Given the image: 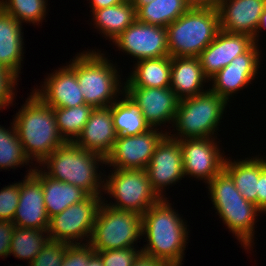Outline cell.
Here are the masks:
<instances>
[{
	"instance_id": "d4e9b609",
	"label": "cell",
	"mask_w": 266,
	"mask_h": 266,
	"mask_svg": "<svg viewBox=\"0 0 266 266\" xmlns=\"http://www.w3.org/2000/svg\"><path fill=\"white\" fill-rule=\"evenodd\" d=\"M123 87L168 88L171 83V56L137 61Z\"/></svg>"
},
{
	"instance_id": "7a4b0ae2",
	"label": "cell",
	"mask_w": 266,
	"mask_h": 266,
	"mask_svg": "<svg viewBox=\"0 0 266 266\" xmlns=\"http://www.w3.org/2000/svg\"><path fill=\"white\" fill-rule=\"evenodd\" d=\"M31 93L16 113L13 124L27 158L42 166L41 163L66 142L58 131L54 108Z\"/></svg>"
},
{
	"instance_id": "44dd1931",
	"label": "cell",
	"mask_w": 266,
	"mask_h": 266,
	"mask_svg": "<svg viewBox=\"0 0 266 266\" xmlns=\"http://www.w3.org/2000/svg\"><path fill=\"white\" fill-rule=\"evenodd\" d=\"M117 137L111 105L92 110L83 131L74 143L82 149L101 155L105 159L112 151Z\"/></svg>"
},
{
	"instance_id": "ab89813d",
	"label": "cell",
	"mask_w": 266,
	"mask_h": 266,
	"mask_svg": "<svg viewBox=\"0 0 266 266\" xmlns=\"http://www.w3.org/2000/svg\"><path fill=\"white\" fill-rule=\"evenodd\" d=\"M265 159V160H264ZM259 157V179L257 191V207L266 213V157Z\"/></svg>"
},
{
	"instance_id": "2e32d148",
	"label": "cell",
	"mask_w": 266,
	"mask_h": 266,
	"mask_svg": "<svg viewBox=\"0 0 266 266\" xmlns=\"http://www.w3.org/2000/svg\"><path fill=\"white\" fill-rule=\"evenodd\" d=\"M124 93L141 109L150 128L161 124L174 123L180 99L168 88L123 87ZM172 121V122H171Z\"/></svg>"
},
{
	"instance_id": "b9f144b4",
	"label": "cell",
	"mask_w": 266,
	"mask_h": 266,
	"mask_svg": "<svg viewBox=\"0 0 266 266\" xmlns=\"http://www.w3.org/2000/svg\"><path fill=\"white\" fill-rule=\"evenodd\" d=\"M223 0H187L191 7H213L217 8Z\"/></svg>"
},
{
	"instance_id": "ba28073f",
	"label": "cell",
	"mask_w": 266,
	"mask_h": 266,
	"mask_svg": "<svg viewBox=\"0 0 266 266\" xmlns=\"http://www.w3.org/2000/svg\"><path fill=\"white\" fill-rule=\"evenodd\" d=\"M106 202V203H105ZM142 236V215L120 210L102 201L89 241L95 251L135 247L134 242Z\"/></svg>"
},
{
	"instance_id": "9a60e30c",
	"label": "cell",
	"mask_w": 266,
	"mask_h": 266,
	"mask_svg": "<svg viewBox=\"0 0 266 266\" xmlns=\"http://www.w3.org/2000/svg\"><path fill=\"white\" fill-rule=\"evenodd\" d=\"M258 48V43H254L245 53L235 57L229 65L216 73L209 80L213 83L210 90L229 102L233 93L251 84L260 65L261 51Z\"/></svg>"
},
{
	"instance_id": "f546056e",
	"label": "cell",
	"mask_w": 266,
	"mask_h": 266,
	"mask_svg": "<svg viewBox=\"0 0 266 266\" xmlns=\"http://www.w3.org/2000/svg\"><path fill=\"white\" fill-rule=\"evenodd\" d=\"M48 240L47 230L15 227L9 255L13 254L16 258L28 260L30 264Z\"/></svg>"
},
{
	"instance_id": "4fadbf2b",
	"label": "cell",
	"mask_w": 266,
	"mask_h": 266,
	"mask_svg": "<svg viewBox=\"0 0 266 266\" xmlns=\"http://www.w3.org/2000/svg\"><path fill=\"white\" fill-rule=\"evenodd\" d=\"M184 176L203 180L207 184L224 169L226 157L212 138L179 140ZM225 157V158H224Z\"/></svg>"
},
{
	"instance_id": "d590c367",
	"label": "cell",
	"mask_w": 266,
	"mask_h": 266,
	"mask_svg": "<svg viewBox=\"0 0 266 266\" xmlns=\"http://www.w3.org/2000/svg\"><path fill=\"white\" fill-rule=\"evenodd\" d=\"M104 266H132L134 261L141 254V248L129 247L116 250H105L96 252Z\"/></svg>"
},
{
	"instance_id": "8d00e7d4",
	"label": "cell",
	"mask_w": 266,
	"mask_h": 266,
	"mask_svg": "<svg viewBox=\"0 0 266 266\" xmlns=\"http://www.w3.org/2000/svg\"><path fill=\"white\" fill-rule=\"evenodd\" d=\"M94 253L89 243L69 244L62 260V266H86Z\"/></svg>"
},
{
	"instance_id": "30bf717a",
	"label": "cell",
	"mask_w": 266,
	"mask_h": 266,
	"mask_svg": "<svg viewBox=\"0 0 266 266\" xmlns=\"http://www.w3.org/2000/svg\"><path fill=\"white\" fill-rule=\"evenodd\" d=\"M102 197L89 195L85 200L72 204L60 214L51 217L47 229L49 239L68 244H83V239L89 238L85 239L89 243Z\"/></svg>"
},
{
	"instance_id": "f35d334b",
	"label": "cell",
	"mask_w": 266,
	"mask_h": 266,
	"mask_svg": "<svg viewBox=\"0 0 266 266\" xmlns=\"http://www.w3.org/2000/svg\"><path fill=\"white\" fill-rule=\"evenodd\" d=\"M15 227L12 221L0 220V257L6 258L9 255Z\"/></svg>"
},
{
	"instance_id": "277c9868",
	"label": "cell",
	"mask_w": 266,
	"mask_h": 266,
	"mask_svg": "<svg viewBox=\"0 0 266 266\" xmlns=\"http://www.w3.org/2000/svg\"><path fill=\"white\" fill-rule=\"evenodd\" d=\"M207 184L217 215L245 250H250L254 242L255 220L262 211L240 194L224 169Z\"/></svg>"
},
{
	"instance_id": "f6af8a7d",
	"label": "cell",
	"mask_w": 266,
	"mask_h": 266,
	"mask_svg": "<svg viewBox=\"0 0 266 266\" xmlns=\"http://www.w3.org/2000/svg\"><path fill=\"white\" fill-rule=\"evenodd\" d=\"M86 266H104L101 257L95 252L88 260Z\"/></svg>"
},
{
	"instance_id": "9c48e42d",
	"label": "cell",
	"mask_w": 266,
	"mask_h": 266,
	"mask_svg": "<svg viewBox=\"0 0 266 266\" xmlns=\"http://www.w3.org/2000/svg\"><path fill=\"white\" fill-rule=\"evenodd\" d=\"M104 180V194L115 198L113 208L137 212L141 215L162 198L152 187L144 169H114ZM107 191V192H106Z\"/></svg>"
},
{
	"instance_id": "ac0fdd59",
	"label": "cell",
	"mask_w": 266,
	"mask_h": 266,
	"mask_svg": "<svg viewBox=\"0 0 266 266\" xmlns=\"http://www.w3.org/2000/svg\"><path fill=\"white\" fill-rule=\"evenodd\" d=\"M254 43L250 35L220 30L216 38L198 56L204 75L210 80Z\"/></svg>"
},
{
	"instance_id": "3957f363",
	"label": "cell",
	"mask_w": 266,
	"mask_h": 266,
	"mask_svg": "<svg viewBox=\"0 0 266 266\" xmlns=\"http://www.w3.org/2000/svg\"><path fill=\"white\" fill-rule=\"evenodd\" d=\"M99 162L105 164L101 155L82 149L74 142H66L56 148L41 164L47 166L48 171H43L52 179L80 187L89 195L101 196L104 191V179L101 178L103 173L98 174Z\"/></svg>"
},
{
	"instance_id": "7bdbcfd3",
	"label": "cell",
	"mask_w": 266,
	"mask_h": 266,
	"mask_svg": "<svg viewBox=\"0 0 266 266\" xmlns=\"http://www.w3.org/2000/svg\"><path fill=\"white\" fill-rule=\"evenodd\" d=\"M92 11L120 4L123 0H90Z\"/></svg>"
},
{
	"instance_id": "52a82bcc",
	"label": "cell",
	"mask_w": 266,
	"mask_h": 266,
	"mask_svg": "<svg viewBox=\"0 0 266 266\" xmlns=\"http://www.w3.org/2000/svg\"><path fill=\"white\" fill-rule=\"evenodd\" d=\"M227 104L223 97L210 88L197 96L181 99L172 125L177 133L169 136L177 140L212 138L219 129L217 126L221 123Z\"/></svg>"
},
{
	"instance_id": "4dcf8cb0",
	"label": "cell",
	"mask_w": 266,
	"mask_h": 266,
	"mask_svg": "<svg viewBox=\"0 0 266 266\" xmlns=\"http://www.w3.org/2000/svg\"><path fill=\"white\" fill-rule=\"evenodd\" d=\"M94 108L84 104L71 108H54L56 124L65 142H75Z\"/></svg>"
},
{
	"instance_id": "836d02e7",
	"label": "cell",
	"mask_w": 266,
	"mask_h": 266,
	"mask_svg": "<svg viewBox=\"0 0 266 266\" xmlns=\"http://www.w3.org/2000/svg\"><path fill=\"white\" fill-rule=\"evenodd\" d=\"M68 245L66 242L49 239L29 266H62Z\"/></svg>"
},
{
	"instance_id": "484cf974",
	"label": "cell",
	"mask_w": 266,
	"mask_h": 266,
	"mask_svg": "<svg viewBox=\"0 0 266 266\" xmlns=\"http://www.w3.org/2000/svg\"><path fill=\"white\" fill-rule=\"evenodd\" d=\"M95 28L113 41L123 33L135 20L136 10L132 1L92 11Z\"/></svg>"
},
{
	"instance_id": "7402d4cb",
	"label": "cell",
	"mask_w": 266,
	"mask_h": 266,
	"mask_svg": "<svg viewBox=\"0 0 266 266\" xmlns=\"http://www.w3.org/2000/svg\"><path fill=\"white\" fill-rule=\"evenodd\" d=\"M206 82L198 57H171L170 88L180 100L208 91L203 89Z\"/></svg>"
},
{
	"instance_id": "ffe728a7",
	"label": "cell",
	"mask_w": 266,
	"mask_h": 266,
	"mask_svg": "<svg viewBox=\"0 0 266 266\" xmlns=\"http://www.w3.org/2000/svg\"><path fill=\"white\" fill-rule=\"evenodd\" d=\"M44 80V86H41L42 89H34L33 91L48 106L52 108H71L86 104L76 73L68 65L55 70Z\"/></svg>"
},
{
	"instance_id": "5b68a950",
	"label": "cell",
	"mask_w": 266,
	"mask_h": 266,
	"mask_svg": "<svg viewBox=\"0 0 266 266\" xmlns=\"http://www.w3.org/2000/svg\"><path fill=\"white\" fill-rule=\"evenodd\" d=\"M104 55L101 51H84L67 64L76 73L85 103L93 108L111 106L124 92V88L120 90L117 66Z\"/></svg>"
},
{
	"instance_id": "e575fe53",
	"label": "cell",
	"mask_w": 266,
	"mask_h": 266,
	"mask_svg": "<svg viewBox=\"0 0 266 266\" xmlns=\"http://www.w3.org/2000/svg\"><path fill=\"white\" fill-rule=\"evenodd\" d=\"M19 196L20 182L10 184L0 190V220L13 222Z\"/></svg>"
},
{
	"instance_id": "bcb514c9",
	"label": "cell",
	"mask_w": 266,
	"mask_h": 266,
	"mask_svg": "<svg viewBox=\"0 0 266 266\" xmlns=\"http://www.w3.org/2000/svg\"><path fill=\"white\" fill-rule=\"evenodd\" d=\"M152 1L154 0H132V4L135 7V10L137 11L141 6L147 5Z\"/></svg>"
},
{
	"instance_id": "d6a6232c",
	"label": "cell",
	"mask_w": 266,
	"mask_h": 266,
	"mask_svg": "<svg viewBox=\"0 0 266 266\" xmlns=\"http://www.w3.org/2000/svg\"><path fill=\"white\" fill-rule=\"evenodd\" d=\"M47 5L46 0H0V7L21 24H40L47 14Z\"/></svg>"
},
{
	"instance_id": "7c38bea8",
	"label": "cell",
	"mask_w": 266,
	"mask_h": 266,
	"mask_svg": "<svg viewBox=\"0 0 266 266\" xmlns=\"http://www.w3.org/2000/svg\"><path fill=\"white\" fill-rule=\"evenodd\" d=\"M112 42L118 50L134 56L137 61L169 56L166 27L137 19Z\"/></svg>"
},
{
	"instance_id": "1f68e13d",
	"label": "cell",
	"mask_w": 266,
	"mask_h": 266,
	"mask_svg": "<svg viewBox=\"0 0 266 266\" xmlns=\"http://www.w3.org/2000/svg\"><path fill=\"white\" fill-rule=\"evenodd\" d=\"M9 130L0 125V169H16L31 162L24 153L13 122Z\"/></svg>"
},
{
	"instance_id": "d6986e66",
	"label": "cell",
	"mask_w": 266,
	"mask_h": 266,
	"mask_svg": "<svg viewBox=\"0 0 266 266\" xmlns=\"http://www.w3.org/2000/svg\"><path fill=\"white\" fill-rule=\"evenodd\" d=\"M266 0H223L217 7L220 30L228 33L255 34Z\"/></svg>"
},
{
	"instance_id": "8992f818",
	"label": "cell",
	"mask_w": 266,
	"mask_h": 266,
	"mask_svg": "<svg viewBox=\"0 0 266 266\" xmlns=\"http://www.w3.org/2000/svg\"><path fill=\"white\" fill-rule=\"evenodd\" d=\"M166 31L169 56L198 57L220 31L217 8L191 7Z\"/></svg>"
},
{
	"instance_id": "ee69618b",
	"label": "cell",
	"mask_w": 266,
	"mask_h": 266,
	"mask_svg": "<svg viewBox=\"0 0 266 266\" xmlns=\"http://www.w3.org/2000/svg\"><path fill=\"white\" fill-rule=\"evenodd\" d=\"M261 29H266V6H265V8H264V10H263V13L261 14V16H260V21H259V25H258V27H257V32H256V34H255V43H257L258 42V36H259V31L261 30ZM257 37V38H256Z\"/></svg>"
},
{
	"instance_id": "cb8c5ba5",
	"label": "cell",
	"mask_w": 266,
	"mask_h": 266,
	"mask_svg": "<svg viewBox=\"0 0 266 266\" xmlns=\"http://www.w3.org/2000/svg\"><path fill=\"white\" fill-rule=\"evenodd\" d=\"M22 24L0 7V64L19 77L23 58Z\"/></svg>"
},
{
	"instance_id": "6da1fadb",
	"label": "cell",
	"mask_w": 266,
	"mask_h": 266,
	"mask_svg": "<svg viewBox=\"0 0 266 266\" xmlns=\"http://www.w3.org/2000/svg\"><path fill=\"white\" fill-rule=\"evenodd\" d=\"M168 201L162 198L142 215V236L146 235L147 244L141 253L182 266L189 231L182 216L172 209Z\"/></svg>"
},
{
	"instance_id": "83f0119b",
	"label": "cell",
	"mask_w": 266,
	"mask_h": 266,
	"mask_svg": "<svg viewBox=\"0 0 266 266\" xmlns=\"http://www.w3.org/2000/svg\"><path fill=\"white\" fill-rule=\"evenodd\" d=\"M112 117L118 136H135L151 129L141 109L124 92L121 101L112 104Z\"/></svg>"
},
{
	"instance_id": "f1b7e54d",
	"label": "cell",
	"mask_w": 266,
	"mask_h": 266,
	"mask_svg": "<svg viewBox=\"0 0 266 266\" xmlns=\"http://www.w3.org/2000/svg\"><path fill=\"white\" fill-rule=\"evenodd\" d=\"M190 8L187 0H154L136 11V19L150 25L167 27Z\"/></svg>"
},
{
	"instance_id": "4316f807",
	"label": "cell",
	"mask_w": 266,
	"mask_h": 266,
	"mask_svg": "<svg viewBox=\"0 0 266 266\" xmlns=\"http://www.w3.org/2000/svg\"><path fill=\"white\" fill-rule=\"evenodd\" d=\"M224 170L231 176L240 194L257 206L259 157H247L240 161L226 158Z\"/></svg>"
},
{
	"instance_id": "5bb4252c",
	"label": "cell",
	"mask_w": 266,
	"mask_h": 266,
	"mask_svg": "<svg viewBox=\"0 0 266 266\" xmlns=\"http://www.w3.org/2000/svg\"><path fill=\"white\" fill-rule=\"evenodd\" d=\"M167 133L157 144L150 163L145 169L152 187L161 198H167L163 195L165 187L185 178L179 140L170 137V133Z\"/></svg>"
},
{
	"instance_id": "74e56055",
	"label": "cell",
	"mask_w": 266,
	"mask_h": 266,
	"mask_svg": "<svg viewBox=\"0 0 266 266\" xmlns=\"http://www.w3.org/2000/svg\"><path fill=\"white\" fill-rule=\"evenodd\" d=\"M18 76L0 64V110L13 104Z\"/></svg>"
},
{
	"instance_id": "e0dca14e",
	"label": "cell",
	"mask_w": 266,
	"mask_h": 266,
	"mask_svg": "<svg viewBox=\"0 0 266 266\" xmlns=\"http://www.w3.org/2000/svg\"><path fill=\"white\" fill-rule=\"evenodd\" d=\"M27 171L23 182L20 181V196L13 223L16 227L47 230L49 217L43 199L42 183L32 173L34 168Z\"/></svg>"
},
{
	"instance_id": "603a6c76",
	"label": "cell",
	"mask_w": 266,
	"mask_h": 266,
	"mask_svg": "<svg viewBox=\"0 0 266 266\" xmlns=\"http://www.w3.org/2000/svg\"><path fill=\"white\" fill-rule=\"evenodd\" d=\"M36 167L37 166L34 167L32 173L42 183L43 199L49 219L60 214L72 204L79 203L89 196L82 188L52 179L42 171V168L39 170L38 167Z\"/></svg>"
},
{
	"instance_id": "8fae6325",
	"label": "cell",
	"mask_w": 266,
	"mask_h": 266,
	"mask_svg": "<svg viewBox=\"0 0 266 266\" xmlns=\"http://www.w3.org/2000/svg\"><path fill=\"white\" fill-rule=\"evenodd\" d=\"M159 128L135 136H118L109 155L105 158V165L113 169H146L154 154L157 144L168 133Z\"/></svg>"
},
{
	"instance_id": "60d3db41",
	"label": "cell",
	"mask_w": 266,
	"mask_h": 266,
	"mask_svg": "<svg viewBox=\"0 0 266 266\" xmlns=\"http://www.w3.org/2000/svg\"><path fill=\"white\" fill-rule=\"evenodd\" d=\"M132 266H174V265L163 260L148 257L141 253L139 257L134 261Z\"/></svg>"
}]
</instances>
